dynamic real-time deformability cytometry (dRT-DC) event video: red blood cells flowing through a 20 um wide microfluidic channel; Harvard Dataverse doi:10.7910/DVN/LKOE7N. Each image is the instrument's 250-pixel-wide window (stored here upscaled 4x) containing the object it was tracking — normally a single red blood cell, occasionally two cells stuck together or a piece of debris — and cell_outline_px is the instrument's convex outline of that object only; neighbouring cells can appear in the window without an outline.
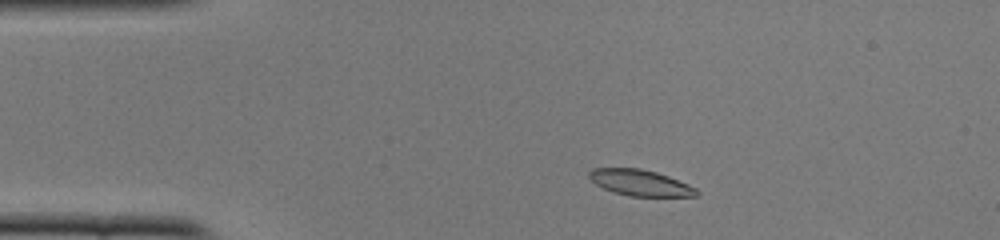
{"species": "common noctule bat (a hibernating species)", "species_latin": "Nyctalus noctula", "temperature_condition": "cold", "stored_images_in_passage": 40, "camera_frame_rate_fps": 3000, "um_per_image_px": 0.085, "animal": {"sex": "female", "body_mass_g": 22.0, "forearm_length_mm": 56.7}, "frame": {"image": 1, "passage_image": 4, "time_ms": 1.0, "image_size_px": [1000, 240], "cell_outline_px": [[700, 192], [696, 196], [628, 196], [612, 192], [596, 184], [588, 176], [588, 172], [592, 168], [640, 168], [656, 172], [668, 176], [688, 184], [696, 188]], "centroid_in_image_um": [54.41, 15.53], "position_along_channel_um": 30.6, "area_um2": 16.3}}
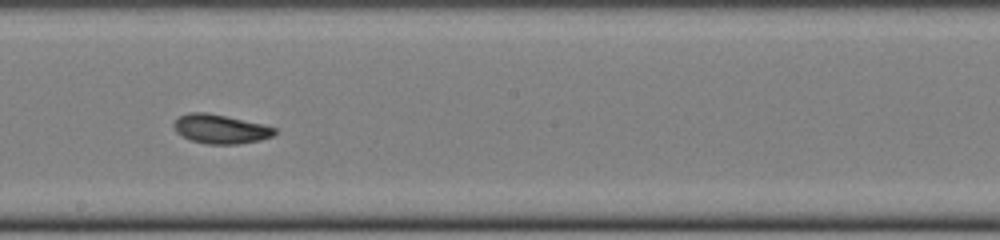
{"frame": {"image": 2, "passage_image": 23, "time_ms": 7.333, "image_size_px": [1000, 240], "cell_outline_px": [[276, 132], [272, 136], [260, 140], [236, 144], [208, 144], [192, 140], [176, 132], [172, 124], [180, 116], [188, 112], [208, 112], [264, 124], [276, 128]], "centroid_in_image_um": [18.74, 10.95], "position_along_channel_um": 229.5, "area_um2": 17.05}}
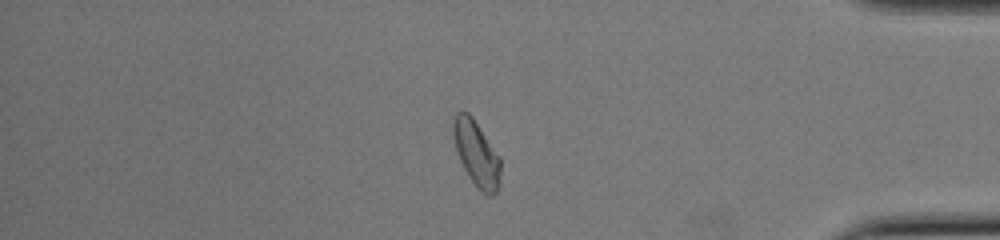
{"frame": {"image": 3, "passage_image": 38, "time_ms": 12.333, "image_size_px": [1000, 240], "cell_outline_px": [[500, 172], [496, 192], [492, 196], [488, 196], [468, 176], [460, 160], [452, 136], [452, 124], [456, 112], [460, 108], [468, 112], [472, 116], [500, 156]], "centroid_in_image_um": [40.47, 12.96], "position_along_channel_um": 394.7, "area_um2": 17.92}}